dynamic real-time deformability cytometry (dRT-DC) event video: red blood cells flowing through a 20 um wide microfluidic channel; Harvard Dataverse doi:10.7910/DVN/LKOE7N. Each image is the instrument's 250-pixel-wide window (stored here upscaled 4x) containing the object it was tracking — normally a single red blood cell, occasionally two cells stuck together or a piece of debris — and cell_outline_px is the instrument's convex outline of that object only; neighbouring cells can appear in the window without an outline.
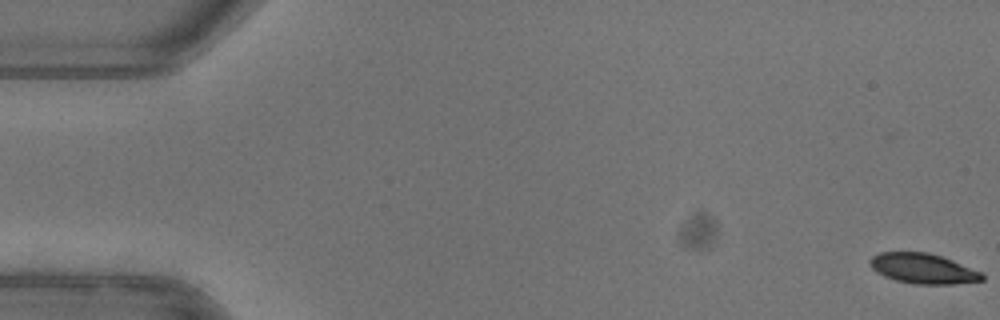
{"species": "common noctule bat (a hibernating species)", "species_latin": "Nyctalus noctula", "temperature_condition": "warm", "stored_images_in_passage": 2, "camera_frame_rate_fps": 3000, "um_per_image_px": 0.085, "animal": {"sex": "female"}, "frame": {"image": 1, "passage_image": 2, "time_ms": 0.333, "image_size_px": [1000, 320], "cell_outline_px": [[984, 280], [956, 284], [912, 284], [896, 280], [884, 276], [876, 272], [872, 268], [868, 260], [872, 256], [880, 252], [928, 252], [952, 260], [984, 272]], "centroid_in_image_um": [78.48, 22.83], "position_along_channel_um": 6.5, "area_um2": 19.88}}